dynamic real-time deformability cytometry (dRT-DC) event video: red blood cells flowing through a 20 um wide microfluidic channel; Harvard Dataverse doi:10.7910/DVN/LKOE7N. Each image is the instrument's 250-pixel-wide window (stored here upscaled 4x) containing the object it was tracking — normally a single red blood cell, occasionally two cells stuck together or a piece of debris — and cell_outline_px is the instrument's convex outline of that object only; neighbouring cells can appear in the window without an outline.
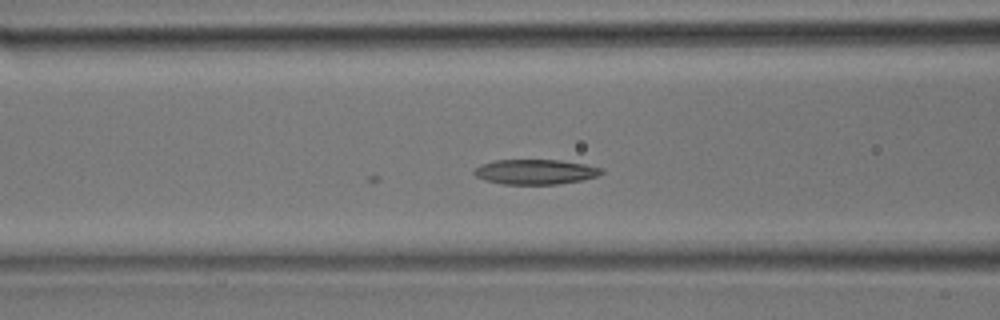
{"species": "common noctule bat (a hibernating species)", "species_latin": "Nyctalus noctula", "temperature_condition": "room temperature", "stored_images_in_passage": 32, "camera_frame_rate_fps": 3000, "um_per_image_px": 0.085, "animal": {"sex": "male", "body_mass_g": 17.9}, "frame": {"image": 1, "passage_image": 12, "time_ms": 3.667, "image_size_px": [1000, 320], "cell_outline_px": [[604, 172], [596, 176], [580, 180], [556, 184], [504, 184], [484, 180], [476, 176], [472, 172], [480, 164], [496, 160], [560, 160], [584, 164], [604, 168]], "centroid_in_image_um": [45.49, 14.6], "position_along_channel_um": 121.1, "area_um2": 18.44}}
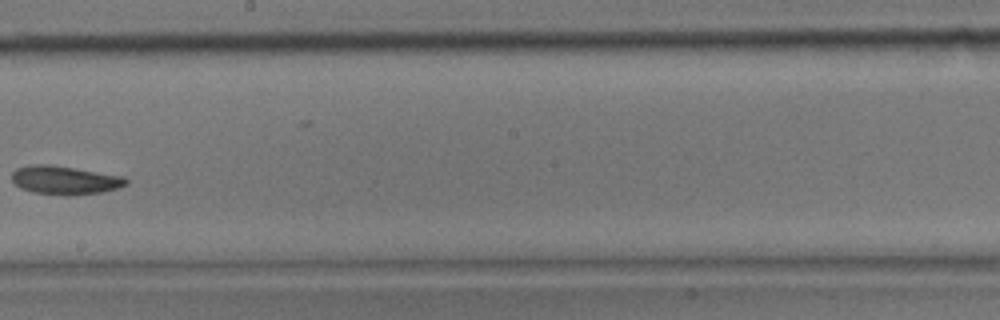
{"frame": {"image": 2, "passage_image": 18, "time_ms": 5.667, "image_size_px": [1000, 320], "cell_outline_px": [[128, 184], [120, 188], [104, 192], [72, 196], [64, 196], [32, 192], [20, 188], [12, 180], [12, 172], [16, 168], [32, 164], [48, 164], [124, 176], [128, 180]], "centroid_in_image_um": [5.53, 15.33], "position_along_channel_um": 242.7, "area_um2": 19.31}}
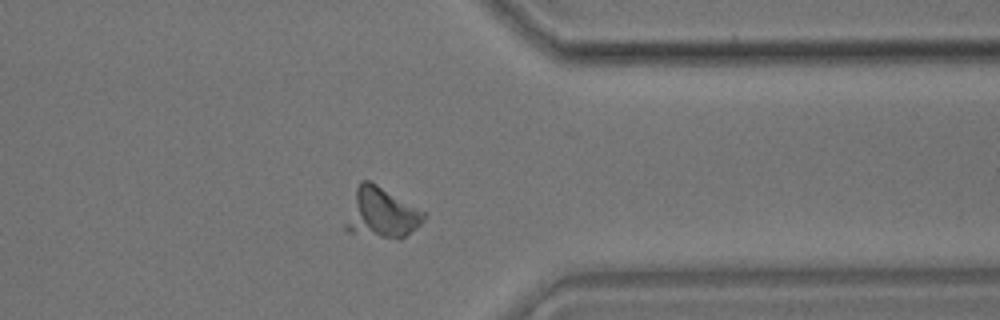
{"frame": {"image": 3, "passage_image": 25, "time_ms": 8.0, "image_size_px": [1000, 320], "cell_outline_px": [[428, 212], [424, 220], [416, 228], [400, 240], [348, 232], [344, 228], [344, 224], [356, 188], [360, 180], [368, 180], [376, 184]], "centroid_in_image_um": [32.45, 18.11], "position_along_channel_um": 379.0, "area_um2": 23.06}}